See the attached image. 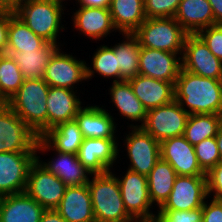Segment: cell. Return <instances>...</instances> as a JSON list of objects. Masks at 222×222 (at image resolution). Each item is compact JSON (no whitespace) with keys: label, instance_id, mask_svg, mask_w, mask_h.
I'll list each match as a JSON object with an SVG mask.
<instances>
[{"label":"cell","instance_id":"cell-8","mask_svg":"<svg viewBox=\"0 0 222 222\" xmlns=\"http://www.w3.org/2000/svg\"><path fill=\"white\" fill-rule=\"evenodd\" d=\"M189 114L177 101L147 111L141 128L158 142L181 136L184 133Z\"/></svg>","mask_w":222,"mask_h":222},{"label":"cell","instance_id":"cell-44","mask_svg":"<svg viewBox=\"0 0 222 222\" xmlns=\"http://www.w3.org/2000/svg\"><path fill=\"white\" fill-rule=\"evenodd\" d=\"M82 7L109 8L112 0H77Z\"/></svg>","mask_w":222,"mask_h":222},{"label":"cell","instance_id":"cell-34","mask_svg":"<svg viewBox=\"0 0 222 222\" xmlns=\"http://www.w3.org/2000/svg\"><path fill=\"white\" fill-rule=\"evenodd\" d=\"M22 73L15 60L0 54V103H6L23 83Z\"/></svg>","mask_w":222,"mask_h":222},{"label":"cell","instance_id":"cell-39","mask_svg":"<svg viewBox=\"0 0 222 222\" xmlns=\"http://www.w3.org/2000/svg\"><path fill=\"white\" fill-rule=\"evenodd\" d=\"M156 222H202V208L188 211H158Z\"/></svg>","mask_w":222,"mask_h":222},{"label":"cell","instance_id":"cell-24","mask_svg":"<svg viewBox=\"0 0 222 222\" xmlns=\"http://www.w3.org/2000/svg\"><path fill=\"white\" fill-rule=\"evenodd\" d=\"M74 27L84 35L97 40L106 37L115 28L109 8L80 7L73 15Z\"/></svg>","mask_w":222,"mask_h":222},{"label":"cell","instance_id":"cell-35","mask_svg":"<svg viewBox=\"0 0 222 222\" xmlns=\"http://www.w3.org/2000/svg\"><path fill=\"white\" fill-rule=\"evenodd\" d=\"M87 79L89 80L96 72L104 78L112 77L113 82H119V68L117 66V57L114 53V46H100L92 59L93 69L87 65ZM95 71V72H94Z\"/></svg>","mask_w":222,"mask_h":222},{"label":"cell","instance_id":"cell-37","mask_svg":"<svg viewBox=\"0 0 222 222\" xmlns=\"http://www.w3.org/2000/svg\"><path fill=\"white\" fill-rule=\"evenodd\" d=\"M181 0H143L146 18L174 17Z\"/></svg>","mask_w":222,"mask_h":222},{"label":"cell","instance_id":"cell-25","mask_svg":"<svg viewBox=\"0 0 222 222\" xmlns=\"http://www.w3.org/2000/svg\"><path fill=\"white\" fill-rule=\"evenodd\" d=\"M188 34L214 25L212 6L208 0H181L174 16Z\"/></svg>","mask_w":222,"mask_h":222},{"label":"cell","instance_id":"cell-29","mask_svg":"<svg viewBox=\"0 0 222 222\" xmlns=\"http://www.w3.org/2000/svg\"><path fill=\"white\" fill-rule=\"evenodd\" d=\"M111 102L116 105L121 116L133 121H141V125H130V127H141L145 120L147 110L144 108L142 102L133 93L129 81L113 82L110 90Z\"/></svg>","mask_w":222,"mask_h":222},{"label":"cell","instance_id":"cell-22","mask_svg":"<svg viewBox=\"0 0 222 222\" xmlns=\"http://www.w3.org/2000/svg\"><path fill=\"white\" fill-rule=\"evenodd\" d=\"M83 138H115L114 118L99 106L82 107L74 118Z\"/></svg>","mask_w":222,"mask_h":222},{"label":"cell","instance_id":"cell-28","mask_svg":"<svg viewBox=\"0 0 222 222\" xmlns=\"http://www.w3.org/2000/svg\"><path fill=\"white\" fill-rule=\"evenodd\" d=\"M109 11L122 34H132L146 19L143 0H112Z\"/></svg>","mask_w":222,"mask_h":222},{"label":"cell","instance_id":"cell-7","mask_svg":"<svg viewBox=\"0 0 222 222\" xmlns=\"http://www.w3.org/2000/svg\"><path fill=\"white\" fill-rule=\"evenodd\" d=\"M116 178L127 213L136 222H156L157 215L150 210L152 202L149 196L147 176L127 170L122 179Z\"/></svg>","mask_w":222,"mask_h":222},{"label":"cell","instance_id":"cell-41","mask_svg":"<svg viewBox=\"0 0 222 222\" xmlns=\"http://www.w3.org/2000/svg\"><path fill=\"white\" fill-rule=\"evenodd\" d=\"M202 222H222V200L213 199L202 205Z\"/></svg>","mask_w":222,"mask_h":222},{"label":"cell","instance_id":"cell-11","mask_svg":"<svg viewBox=\"0 0 222 222\" xmlns=\"http://www.w3.org/2000/svg\"><path fill=\"white\" fill-rule=\"evenodd\" d=\"M182 69L198 76L222 80V62L197 34L185 38Z\"/></svg>","mask_w":222,"mask_h":222},{"label":"cell","instance_id":"cell-10","mask_svg":"<svg viewBox=\"0 0 222 222\" xmlns=\"http://www.w3.org/2000/svg\"><path fill=\"white\" fill-rule=\"evenodd\" d=\"M207 193L206 176L177 175L172 191L158 211H188L202 208Z\"/></svg>","mask_w":222,"mask_h":222},{"label":"cell","instance_id":"cell-23","mask_svg":"<svg viewBox=\"0 0 222 222\" xmlns=\"http://www.w3.org/2000/svg\"><path fill=\"white\" fill-rule=\"evenodd\" d=\"M45 209L25 192L3 196L0 222H39Z\"/></svg>","mask_w":222,"mask_h":222},{"label":"cell","instance_id":"cell-48","mask_svg":"<svg viewBox=\"0 0 222 222\" xmlns=\"http://www.w3.org/2000/svg\"><path fill=\"white\" fill-rule=\"evenodd\" d=\"M49 2H52L53 4H56V5H59V6H63L62 4V2L64 1V0H48Z\"/></svg>","mask_w":222,"mask_h":222},{"label":"cell","instance_id":"cell-47","mask_svg":"<svg viewBox=\"0 0 222 222\" xmlns=\"http://www.w3.org/2000/svg\"><path fill=\"white\" fill-rule=\"evenodd\" d=\"M217 145H218V150L220 154V161H222V123L219 126L218 132L215 136Z\"/></svg>","mask_w":222,"mask_h":222},{"label":"cell","instance_id":"cell-40","mask_svg":"<svg viewBox=\"0 0 222 222\" xmlns=\"http://www.w3.org/2000/svg\"><path fill=\"white\" fill-rule=\"evenodd\" d=\"M206 178L208 197L213 192V199L222 200V161L206 174Z\"/></svg>","mask_w":222,"mask_h":222},{"label":"cell","instance_id":"cell-26","mask_svg":"<svg viewBox=\"0 0 222 222\" xmlns=\"http://www.w3.org/2000/svg\"><path fill=\"white\" fill-rule=\"evenodd\" d=\"M57 156L48 163L43 162L36 156L40 164L50 173L56 175L66 186L85 185L89 181L88 175L92 174L79 161L77 155L71 153H61L56 151Z\"/></svg>","mask_w":222,"mask_h":222},{"label":"cell","instance_id":"cell-5","mask_svg":"<svg viewBox=\"0 0 222 222\" xmlns=\"http://www.w3.org/2000/svg\"><path fill=\"white\" fill-rule=\"evenodd\" d=\"M63 7L48 0H27L14 10L36 35L45 41L57 44V34L64 29L61 25ZM61 25V26H60Z\"/></svg>","mask_w":222,"mask_h":222},{"label":"cell","instance_id":"cell-31","mask_svg":"<svg viewBox=\"0 0 222 222\" xmlns=\"http://www.w3.org/2000/svg\"><path fill=\"white\" fill-rule=\"evenodd\" d=\"M47 41L36 35L13 10H9L8 45L6 52L35 51Z\"/></svg>","mask_w":222,"mask_h":222},{"label":"cell","instance_id":"cell-3","mask_svg":"<svg viewBox=\"0 0 222 222\" xmlns=\"http://www.w3.org/2000/svg\"><path fill=\"white\" fill-rule=\"evenodd\" d=\"M92 175L87 185L96 222H136L125 210L115 174L110 170Z\"/></svg>","mask_w":222,"mask_h":222},{"label":"cell","instance_id":"cell-43","mask_svg":"<svg viewBox=\"0 0 222 222\" xmlns=\"http://www.w3.org/2000/svg\"><path fill=\"white\" fill-rule=\"evenodd\" d=\"M39 222H66L63 217L54 210H45L40 218Z\"/></svg>","mask_w":222,"mask_h":222},{"label":"cell","instance_id":"cell-49","mask_svg":"<svg viewBox=\"0 0 222 222\" xmlns=\"http://www.w3.org/2000/svg\"><path fill=\"white\" fill-rule=\"evenodd\" d=\"M2 199H3V195H0V206H1Z\"/></svg>","mask_w":222,"mask_h":222},{"label":"cell","instance_id":"cell-14","mask_svg":"<svg viewBox=\"0 0 222 222\" xmlns=\"http://www.w3.org/2000/svg\"><path fill=\"white\" fill-rule=\"evenodd\" d=\"M116 138H84L77 158L91 174L110 171L119 155Z\"/></svg>","mask_w":222,"mask_h":222},{"label":"cell","instance_id":"cell-36","mask_svg":"<svg viewBox=\"0 0 222 222\" xmlns=\"http://www.w3.org/2000/svg\"><path fill=\"white\" fill-rule=\"evenodd\" d=\"M194 150L201 169L207 174L220 162V154L215 137L207 138L194 145Z\"/></svg>","mask_w":222,"mask_h":222},{"label":"cell","instance_id":"cell-38","mask_svg":"<svg viewBox=\"0 0 222 222\" xmlns=\"http://www.w3.org/2000/svg\"><path fill=\"white\" fill-rule=\"evenodd\" d=\"M197 35L209 50L222 62V24H214L200 30Z\"/></svg>","mask_w":222,"mask_h":222},{"label":"cell","instance_id":"cell-32","mask_svg":"<svg viewBox=\"0 0 222 222\" xmlns=\"http://www.w3.org/2000/svg\"><path fill=\"white\" fill-rule=\"evenodd\" d=\"M125 40L114 45L119 68V81H128L139 74V40L133 34H122Z\"/></svg>","mask_w":222,"mask_h":222},{"label":"cell","instance_id":"cell-17","mask_svg":"<svg viewBox=\"0 0 222 222\" xmlns=\"http://www.w3.org/2000/svg\"><path fill=\"white\" fill-rule=\"evenodd\" d=\"M60 50L59 48L48 62L43 79L51 87L72 89L74 84L87 80V64Z\"/></svg>","mask_w":222,"mask_h":222},{"label":"cell","instance_id":"cell-45","mask_svg":"<svg viewBox=\"0 0 222 222\" xmlns=\"http://www.w3.org/2000/svg\"><path fill=\"white\" fill-rule=\"evenodd\" d=\"M212 6L214 24H222V0H208Z\"/></svg>","mask_w":222,"mask_h":222},{"label":"cell","instance_id":"cell-2","mask_svg":"<svg viewBox=\"0 0 222 222\" xmlns=\"http://www.w3.org/2000/svg\"><path fill=\"white\" fill-rule=\"evenodd\" d=\"M49 85L44 79H26L6 104L41 137L48 131L47 96Z\"/></svg>","mask_w":222,"mask_h":222},{"label":"cell","instance_id":"cell-9","mask_svg":"<svg viewBox=\"0 0 222 222\" xmlns=\"http://www.w3.org/2000/svg\"><path fill=\"white\" fill-rule=\"evenodd\" d=\"M67 186L36 159L29 168L25 193L45 210L56 209Z\"/></svg>","mask_w":222,"mask_h":222},{"label":"cell","instance_id":"cell-18","mask_svg":"<svg viewBox=\"0 0 222 222\" xmlns=\"http://www.w3.org/2000/svg\"><path fill=\"white\" fill-rule=\"evenodd\" d=\"M83 136L77 122L70 120L49 129L36 143V152L50 150L77 155L83 142Z\"/></svg>","mask_w":222,"mask_h":222},{"label":"cell","instance_id":"cell-27","mask_svg":"<svg viewBox=\"0 0 222 222\" xmlns=\"http://www.w3.org/2000/svg\"><path fill=\"white\" fill-rule=\"evenodd\" d=\"M59 45L46 42L41 48L35 51L6 52L10 55L20 68L22 77L26 79H43L45 71Z\"/></svg>","mask_w":222,"mask_h":222},{"label":"cell","instance_id":"cell-13","mask_svg":"<svg viewBox=\"0 0 222 222\" xmlns=\"http://www.w3.org/2000/svg\"><path fill=\"white\" fill-rule=\"evenodd\" d=\"M130 129L133 130L124 140L131 162L128 170L147 176L160 159V142L141 127Z\"/></svg>","mask_w":222,"mask_h":222},{"label":"cell","instance_id":"cell-1","mask_svg":"<svg viewBox=\"0 0 222 222\" xmlns=\"http://www.w3.org/2000/svg\"><path fill=\"white\" fill-rule=\"evenodd\" d=\"M174 100L189 115H222V80L198 76L181 68L174 84Z\"/></svg>","mask_w":222,"mask_h":222},{"label":"cell","instance_id":"cell-19","mask_svg":"<svg viewBox=\"0 0 222 222\" xmlns=\"http://www.w3.org/2000/svg\"><path fill=\"white\" fill-rule=\"evenodd\" d=\"M66 222H96L88 185L67 186L55 209Z\"/></svg>","mask_w":222,"mask_h":222},{"label":"cell","instance_id":"cell-42","mask_svg":"<svg viewBox=\"0 0 222 222\" xmlns=\"http://www.w3.org/2000/svg\"><path fill=\"white\" fill-rule=\"evenodd\" d=\"M9 10L0 9V54H6L8 45Z\"/></svg>","mask_w":222,"mask_h":222},{"label":"cell","instance_id":"cell-46","mask_svg":"<svg viewBox=\"0 0 222 222\" xmlns=\"http://www.w3.org/2000/svg\"><path fill=\"white\" fill-rule=\"evenodd\" d=\"M27 0H0V9L15 10Z\"/></svg>","mask_w":222,"mask_h":222},{"label":"cell","instance_id":"cell-12","mask_svg":"<svg viewBox=\"0 0 222 222\" xmlns=\"http://www.w3.org/2000/svg\"><path fill=\"white\" fill-rule=\"evenodd\" d=\"M37 152L0 153V195L25 192L30 165Z\"/></svg>","mask_w":222,"mask_h":222},{"label":"cell","instance_id":"cell-15","mask_svg":"<svg viewBox=\"0 0 222 222\" xmlns=\"http://www.w3.org/2000/svg\"><path fill=\"white\" fill-rule=\"evenodd\" d=\"M179 54L182 56V53H172L140 46L139 74L175 84L182 68Z\"/></svg>","mask_w":222,"mask_h":222},{"label":"cell","instance_id":"cell-4","mask_svg":"<svg viewBox=\"0 0 222 222\" xmlns=\"http://www.w3.org/2000/svg\"><path fill=\"white\" fill-rule=\"evenodd\" d=\"M132 34L139 40L141 47L172 53H183L188 35L174 17L146 18Z\"/></svg>","mask_w":222,"mask_h":222},{"label":"cell","instance_id":"cell-6","mask_svg":"<svg viewBox=\"0 0 222 222\" xmlns=\"http://www.w3.org/2000/svg\"><path fill=\"white\" fill-rule=\"evenodd\" d=\"M38 136L6 104L0 103V153L36 152Z\"/></svg>","mask_w":222,"mask_h":222},{"label":"cell","instance_id":"cell-33","mask_svg":"<svg viewBox=\"0 0 222 222\" xmlns=\"http://www.w3.org/2000/svg\"><path fill=\"white\" fill-rule=\"evenodd\" d=\"M221 123L222 115L190 114L183 136L191 145H196L204 139L215 137Z\"/></svg>","mask_w":222,"mask_h":222},{"label":"cell","instance_id":"cell-20","mask_svg":"<svg viewBox=\"0 0 222 222\" xmlns=\"http://www.w3.org/2000/svg\"><path fill=\"white\" fill-rule=\"evenodd\" d=\"M133 93L148 111L174 100V84L138 74L128 80Z\"/></svg>","mask_w":222,"mask_h":222},{"label":"cell","instance_id":"cell-30","mask_svg":"<svg viewBox=\"0 0 222 222\" xmlns=\"http://www.w3.org/2000/svg\"><path fill=\"white\" fill-rule=\"evenodd\" d=\"M176 177V171L168 162L161 158L156 162L154 168L147 175L152 204L157 202L156 204L160 208L165 203L172 191Z\"/></svg>","mask_w":222,"mask_h":222},{"label":"cell","instance_id":"cell-16","mask_svg":"<svg viewBox=\"0 0 222 222\" xmlns=\"http://www.w3.org/2000/svg\"><path fill=\"white\" fill-rule=\"evenodd\" d=\"M160 158L168 162L177 175L206 176L198 163L194 145L183 135L160 142Z\"/></svg>","mask_w":222,"mask_h":222},{"label":"cell","instance_id":"cell-21","mask_svg":"<svg viewBox=\"0 0 222 222\" xmlns=\"http://www.w3.org/2000/svg\"><path fill=\"white\" fill-rule=\"evenodd\" d=\"M74 89L49 87L46 100L48 114V130L60 123L74 120L82 108Z\"/></svg>","mask_w":222,"mask_h":222}]
</instances>
